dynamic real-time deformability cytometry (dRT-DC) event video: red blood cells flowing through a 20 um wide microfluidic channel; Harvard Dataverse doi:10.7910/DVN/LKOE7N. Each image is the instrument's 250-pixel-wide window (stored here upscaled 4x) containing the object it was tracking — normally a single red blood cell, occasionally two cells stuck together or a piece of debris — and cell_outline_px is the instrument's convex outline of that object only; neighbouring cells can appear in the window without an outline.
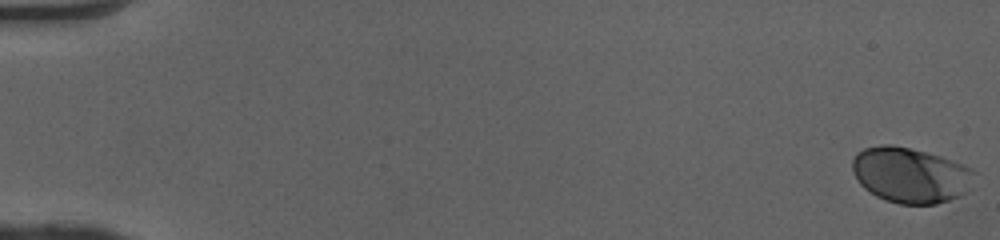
{"species": "human", "species_latin": "Homo sapiens", "temperature_condition": "cold", "stored_images_in_passage": 51, "camera_frame_rate_fps": 3000, "um_per_image_px": 0.085, "donor": {"sex": "female"}, "frame": {"image": 1, "passage_image": 1, "time_ms": 0.0, "image_size_px": [1000, 240], "cell_outline_px": [[980, 172], [972, 188], [968, 192], [960, 196], [936, 204], [900, 204], [884, 200], [876, 196], [864, 188], [860, 184], [852, 172], [852, 160], [856, 152], [864, 148], [884, 144], [892, 144], [940, 156], [972, 168]], "centroid_in_image_um": [77.44, 14.89], "position_along_channel_um": 7.6, "area_um2": 40.06}}
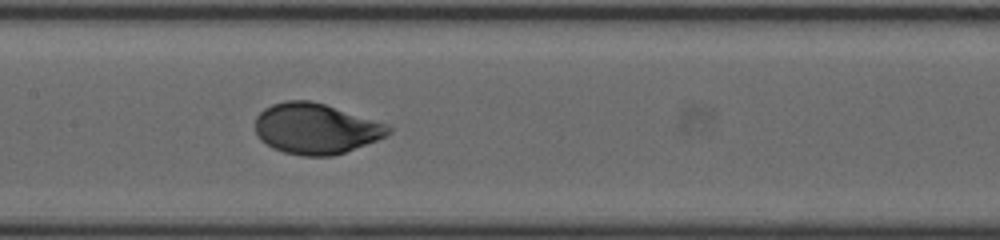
{"frame": {"image": 2, "passage_image": 27, "time_ms": 8.667, "image_size_px": [1000, 240], "cell_outline_px": [[392, 132], [376, 140], [344, 152], [332, 156], [304, 156], [284, 152], [272, 148], [260, 140], [256, 132], [256, 116], [264, 108], [272, 104], [288, 100], [308, 100], [324, 104], [388, 124], [392, 128]], "centroid_in_image_um": [26.82, 10.93], "position_along_channel_um": 180.6, "area_um2": 39.07}}
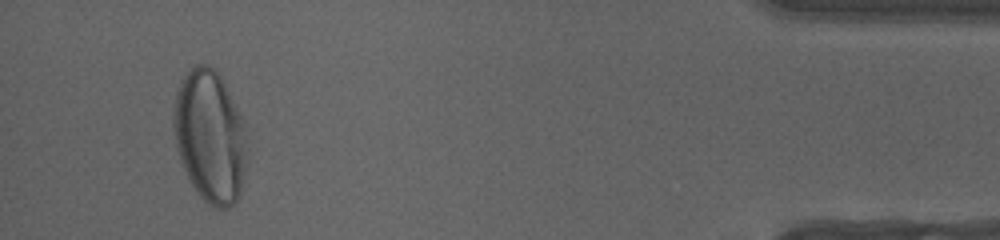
{"frame": {"image": 3, "passage_image": 49, "time_ms": 16.0, "image_size_px": [1000, 240], "cell_outline_px": [[248, 156], [240, 196], [228, 208], [216, 208], [208, 204], [196, 192], [180, 160], [176, 148], [172, 124], [172, 116], [176, 92], [180, 80], [196, 64], [208, 64], [216, 68], [244, 124], [248, 152]], "centroid_in_image_um": [17.84, 11.61], "position_along_channel_um": 417.4, "area_um2": 56.93}, "authors_computed_cell_mechanics": {"area_um2": 39.4196, "velocity_mm_per_s": 4.0631, "shape_relaxation_time_tau1_ms": 3.1756, "shape_relaxation_time_tau2_ms": null, "deformation_change_tau1": 0.1609, "deformation_change_tau2": null}}